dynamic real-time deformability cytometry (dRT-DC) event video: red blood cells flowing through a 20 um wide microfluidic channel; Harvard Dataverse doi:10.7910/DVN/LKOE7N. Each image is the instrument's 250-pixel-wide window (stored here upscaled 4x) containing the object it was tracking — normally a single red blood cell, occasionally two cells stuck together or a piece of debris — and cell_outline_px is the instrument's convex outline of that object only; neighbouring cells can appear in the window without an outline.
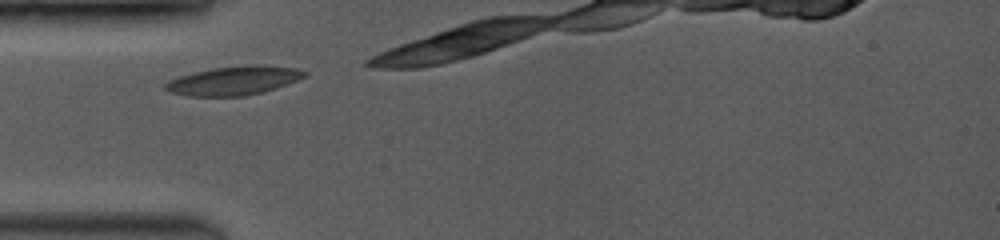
{"species": "common noctule bat (a hibernating species)", "species_latin": "Nyctalus noctula", "temperature_condition": "room temperature", "stored_images_in_passage": 2, "camera_frame_rate_fps": 3500, "um_per_image_px": 0.085, "animal": {"sex": "female", "body_mass_g": 19.0, "forearm_length_mm": 53.3}, "frame": {"image": 1, "passage_image": 1, "time_ms": 0.0, "image_size_px": [1000, 240], "cell_outline_px": [[308, 76], [260, 92], [244, 96], [188, 96], [168, 92], [164, 88], [164, 84], [168, 80], [192, 72], [212, 68], [252, 64], [256, 64], [296, 68], [308, 72]], "centroid_in_image_um": [19.82, 6.84], "position_along_channel_um": 65.2, "area_um2": 23.29}}